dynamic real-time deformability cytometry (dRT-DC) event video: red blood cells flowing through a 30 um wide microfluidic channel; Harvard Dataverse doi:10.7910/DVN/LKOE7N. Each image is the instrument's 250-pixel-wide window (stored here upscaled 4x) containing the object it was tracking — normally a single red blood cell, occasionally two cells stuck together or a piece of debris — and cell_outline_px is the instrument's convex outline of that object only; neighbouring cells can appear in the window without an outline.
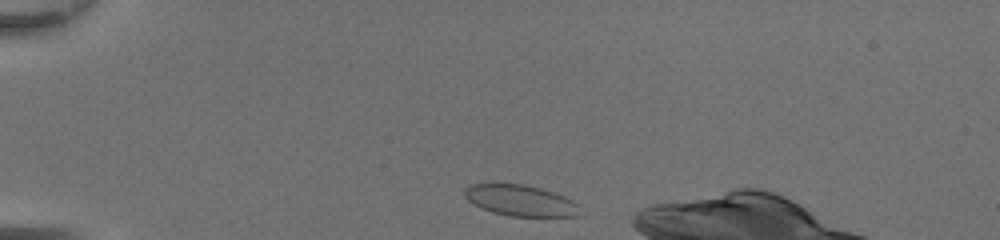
{"species": "common noctule bat (a hibernating species)", "species_latin": "Nyctalus noctula", "temperature_condition": "room temperature", "stored_images_in_passage": 39, "camera_frame_rate_fps": 3000, "um_per_image_px": 0.085, "animal": {"sex": "female", "body_mass_g": 20.0, "forearm_length_mm": 54.0}, "frame": {"image": 1, "passage_image": 2, "time_ms": 0.333, "image_size_px": [1000, 240], "cell_outline_px": [[584, 216], [508, 216], [492, 212], [480, 208], [468, 200], [464, 196], [464, 188], [468, 184], [524, 184], [540, 188], [564, 196], [572, 200], [576, 204]], "centroid_in_image_um": [44.22, 17.05], "position_along_channel_um": 40.8, "area_um2": 20.92}}
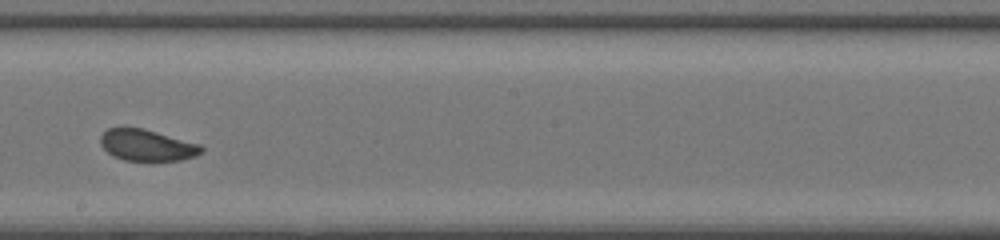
{"frame": {"image": 2, "passage_image": 19, "time_ms": 6.0, "image_size_px": [1000, 240], "cell_outline_px": [[204, 148], [196, 156], [180, 160], [152, 164], [124, 160], [112, 156], [100, 144], [100, 136], [108, 128], [124, 124], [144, 128], [200, 144]], "centroid_in_image_um": [12.45, 12.35], "position_along_channel_um": 235.7, "area_um2": 19.65}}
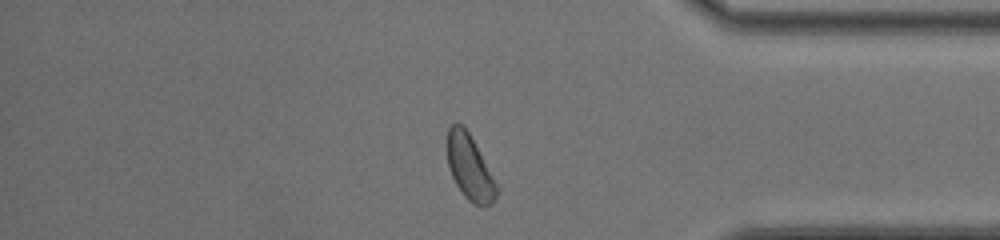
{"frame": {"image": 3, "passage_image": 31, "time_ms": 10.0, "image_size_px": [1000, 240], "cell_outline_px": [[496, 196], [492, 204], [472, 204], [464, 196], [456, 184], [452, 176], [448, 164], [448, 128], [452, 124], [464, 124], [496, 184]], "centroid_in_image_um": [39.89, 14.22], "position_along_channel_um": 395.3, "area_um2": 17.92}}